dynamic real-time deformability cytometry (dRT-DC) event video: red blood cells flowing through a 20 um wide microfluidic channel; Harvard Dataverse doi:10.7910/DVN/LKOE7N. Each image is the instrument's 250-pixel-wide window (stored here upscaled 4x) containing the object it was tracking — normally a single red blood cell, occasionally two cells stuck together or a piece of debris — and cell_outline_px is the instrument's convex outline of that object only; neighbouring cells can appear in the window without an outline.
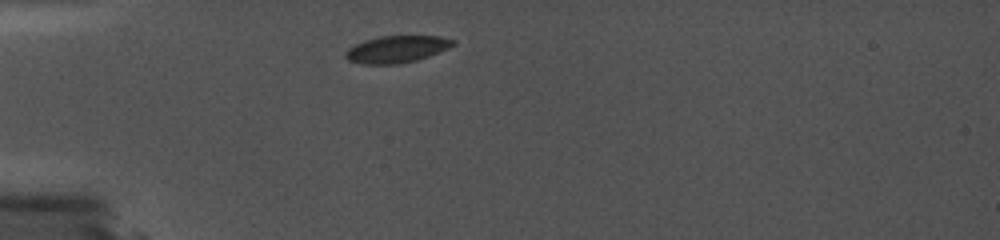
{"species": "common noctule bat (a hibernating species)", "species_latin": "Nyctalus noctula", "temperature_condition": "cold", "stored_images_in_passage": 4, "camera_frame_rate_fps": 5000, "um_per_image_px": 0.085, "animal": {"sex": "female", "body_mass_g": 19.0, "forearm_length_mm": 56.7}, "frame": {"image": 1, "passage_image": 2, "time_ms": 0.8, "image_size_px": [1000, 240], "cell_outline_px": [[456, 44], [448, 48], [428, 56], [416, 60], [396, 64], [364, 64], [348, 60], [344, 56], [344, 52], [348, 48], [364, 40], [380, 36], [440, 36], [456, 40]], "centroid_in_image_um": [33.71, 4.17], "position_along_channel_um": 51.3, "area_um2": 16.88}}